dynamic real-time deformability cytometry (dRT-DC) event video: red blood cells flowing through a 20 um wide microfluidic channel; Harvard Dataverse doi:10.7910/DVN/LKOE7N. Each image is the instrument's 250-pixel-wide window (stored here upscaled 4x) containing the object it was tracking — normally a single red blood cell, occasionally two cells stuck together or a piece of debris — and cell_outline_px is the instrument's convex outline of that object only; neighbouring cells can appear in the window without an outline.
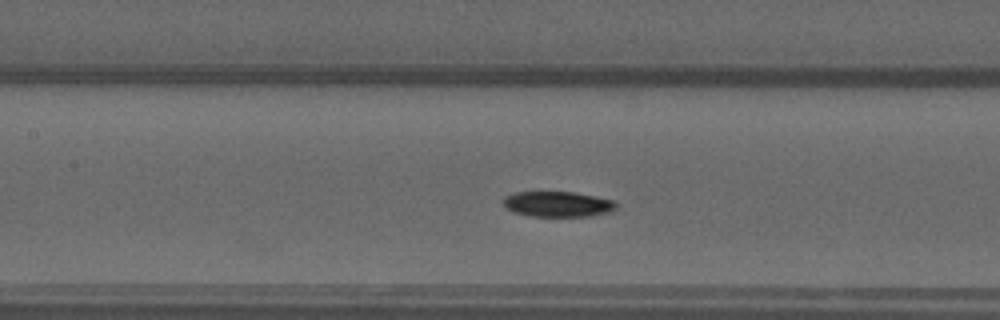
{"species": "common noctule bat (a hibernating species)", "species_latin": "Nyctalus noctula", "temperature_condition": "warm", "stored_images_in_passage": 37, "camera_frame_rate_fps": 3000, "um_per_image_px": 0.085, "animal": {"sex": "male", "forearm_length_mm": 52.5}, "frame": {"image": 1, "passage_image": 9, "time_ms": 2.667, "image_size_px": [1000, 320], "cell_outline_px": [[616, 208], [612, 212], [592, 216], [528, 216], [512, 212], [504, 208], [504, 196], [516, 192], [572, 192], [616, 200]], "centroid_in_image_um": [47.41, 17.36], "position_along_channel_um": 160.0, "area_um2": 16.94}}
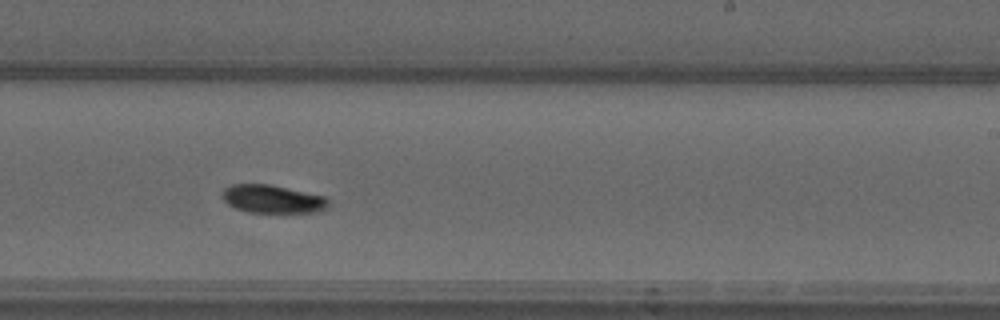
{"frame": {"image": 2, "passage_image": 17, "time_ms": 5.333, "image_size_px": [1000, 320], "cell_outline_px": [[328, 208], [320, 212], [248, 212], [236, 208], [228, 204], [224, 200], [224, 188], [232, 184], [272, 184], [324, 196], [328, 200]], "centroid_in_image_um": [23.2, 16.91], "position_along_channel_um": 265.8, "area_um2": 17.34}}
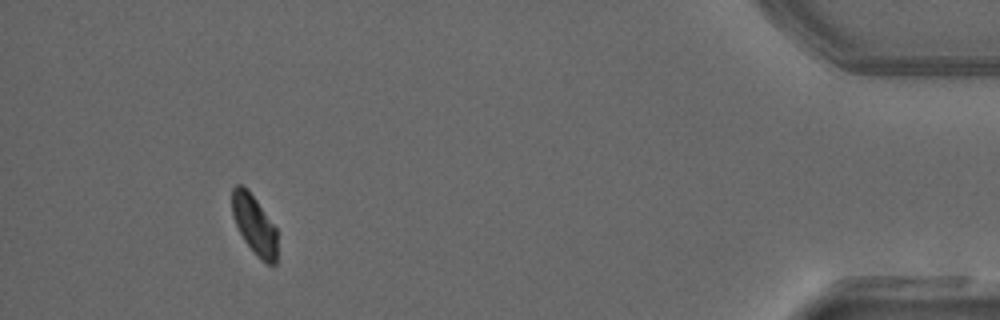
{"frame": {"image": 3, "passage_image": 33, "time_ms": 10.667, "image_size_px": [1000, 320], "cell_outline_px": [[276, 264], [268, 264], [260, 260], [244, 240], [232, 216], [232, 188], [236, 184], [240, 184], [256, 200], [276, 228]], "centroid_in_image_um": [21.61, 19.13], "position_along_channel_um": 413.6, "area_um2": 15.26}, "authors_computed_cell_mechanics": {"area_um2": 17.2822, "velocity_mm_per_s": 3.9945, "shape_relaxation_time_tau1_ms": 3.9629, "shape_relaxation_time_tau2_ms": null, "deformation_change_tau1": 0.1187, "deformation_change_tau2": null}}